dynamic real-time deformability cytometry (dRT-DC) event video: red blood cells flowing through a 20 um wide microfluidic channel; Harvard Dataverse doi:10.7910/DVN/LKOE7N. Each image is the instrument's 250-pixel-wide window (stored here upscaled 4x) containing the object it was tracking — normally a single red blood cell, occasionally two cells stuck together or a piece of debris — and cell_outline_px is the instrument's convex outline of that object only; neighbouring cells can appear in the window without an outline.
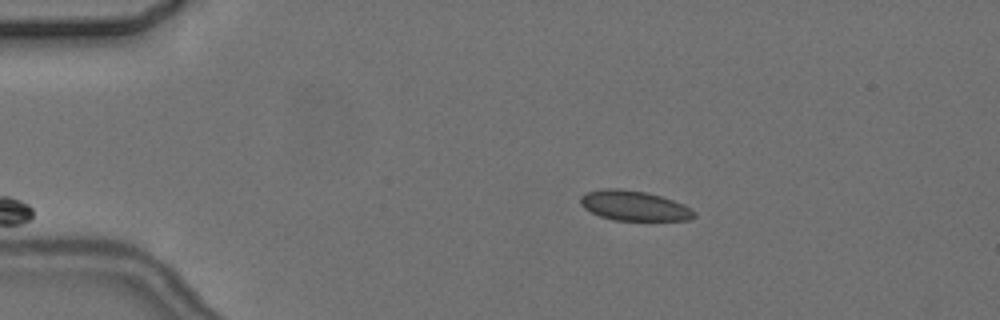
{"species": "common noctule bat (a hibernating species)", "species_latin": "Nyctalus noctula", "temperature_condition": "cold", "stored_images_in_passage": 4, "camera_frame_rate_fps": 3000, "um_per_image_px": 0.085, "animal": {"sex": "female", "body_mass_g": 24.6, "forearm_length_mm": 56.2}, "frame": {"image": 1, "passage_image": 4, "time_ms": 3.667, "image_size_px": [1000, 320], "cell_outline_px": [[696, 216], [688, 220], [612, 220], [600, 216], [584, 208], [580, 204], [580, 196], [588, 192], [604, 188], [620, 188], [644, 192], [660, 196], [684, 204], [692, 208], [696, 212]], "centroid_in_image_um": [53.91, 17.49], "position_along_channel_um": 31.1, "area_um2": 19.83}}